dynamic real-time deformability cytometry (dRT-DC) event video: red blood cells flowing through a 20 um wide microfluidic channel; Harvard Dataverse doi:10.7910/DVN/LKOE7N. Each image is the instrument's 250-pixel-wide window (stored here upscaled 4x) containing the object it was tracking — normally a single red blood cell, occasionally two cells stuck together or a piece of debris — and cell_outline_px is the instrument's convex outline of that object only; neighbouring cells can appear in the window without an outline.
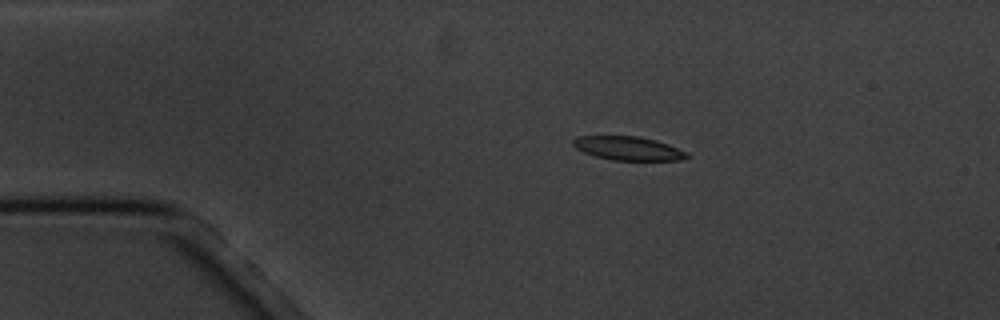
{"species": "common noctule bat (a hibernating species)", "species_latin": "Nyctalus noctula", "temperature_condition": "cold", "stored_images_in_passage": 4, "camera_frame_rate_fps": 3000, "um_per_image_px": 0.085, "animal": {"sex": "male", "body_mass_g": 20.1, "forearm_length_mm": 53.5}, "frame": {"image": 1, "passage_image": 2, "time_ms": 2.0, "image_size_px": [1000, 320], "cell_outline_px": [[688, 156], [680, 160], [612, 160], [596, 156], [584, 152], [576, 148], [572, 144], [572, 140], [576, 136], [636, 136], [656, 140], [668, 144], [688, 152]], "centroid_in_image_um": [53.38, 12.6], "position_along_channel_um": 31.6, "area_um2": 15.66}}
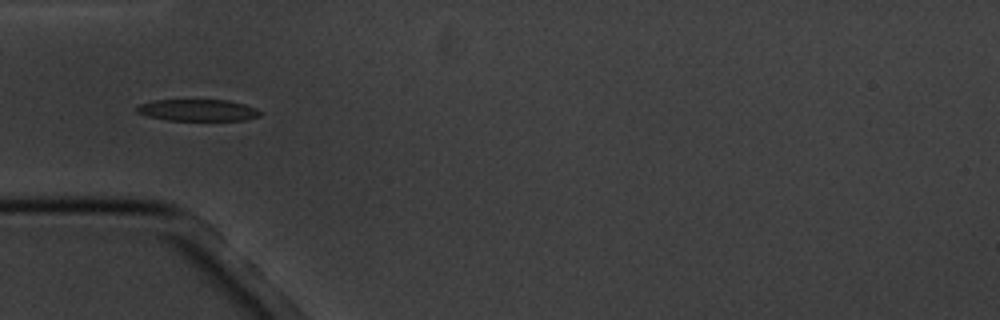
{"frame": {"image": 2, "passage_image": 4, "time_ms": 4.333, "image_size_px": [1000, 320], "cell_outline_px": [[264, 112], [260, 116], [244, 120], [168, 120], [148, 116], [136, 112], [132, 108], [140, 104], [152, 100], [228, 100], [244, 104], [256, 108]], "centroid_in_image_um": [16.8, 9.36], "position_along_channel_um": 68.2, "area_um2": 15.72}}